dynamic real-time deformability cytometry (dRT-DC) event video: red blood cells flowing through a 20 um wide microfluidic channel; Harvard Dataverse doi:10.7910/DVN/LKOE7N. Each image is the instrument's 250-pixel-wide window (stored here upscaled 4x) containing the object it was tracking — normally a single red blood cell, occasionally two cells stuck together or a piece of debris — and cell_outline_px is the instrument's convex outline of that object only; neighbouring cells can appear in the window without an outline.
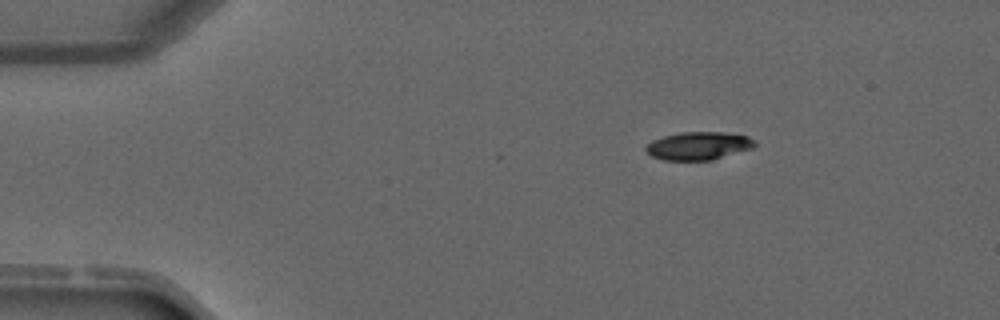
{"species": "common noctule bat (a hibernating species)", "species_latin": "Nyctalus noctula", "temperature_condition": "warm", "stored_images_in_passage": 3, "camera_frame_rate_fps": 3000, "um_per_image_px": 0.085, "animal": {"sex": "male", "forearm_length_mm": 52.5}, "frame": {"image": 1, "passage_image": 1, "time_ms": 0.0, "image_size_px": [1000, 320], "cell_outline_px": [[756, 144], [752, 148], [712, 160], [664, 160], [652, 156], [644, 148], [652, 140], [664, 136], [680, 132], [724, 132], [748, 136], [756, 140]], "centroid_in_image_um": [59.39, 12.39], "position_along_channel_um": 25.6, "area_um2": 17.74}}
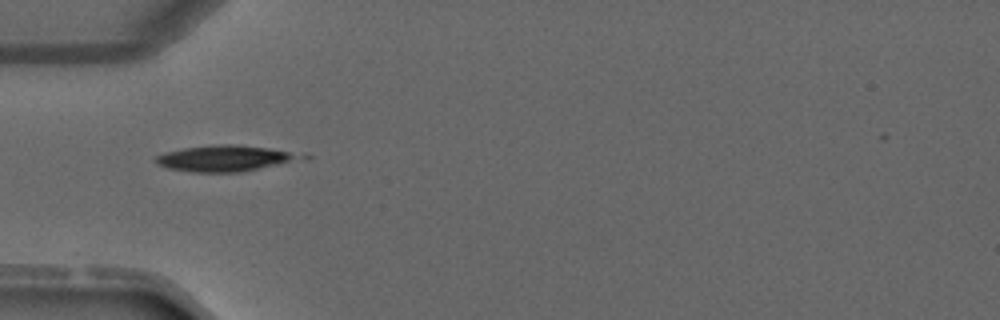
{"frame": {"image": 2, "passage_image": 3, "time_ms": 2.333, "image_size_px": [1000, 320], "cell_outline_px": [[312, 156], [240, 172], [192, 172], [168, 168], [156, 164], [156, 156], [168, 152], [184, 148], [220, 144], [236, 144], [268, 148]], "centroid_in_image_um": [19.07, 13.45], "position_along_channel_um": 65.9, "area_um2": 21.44}}